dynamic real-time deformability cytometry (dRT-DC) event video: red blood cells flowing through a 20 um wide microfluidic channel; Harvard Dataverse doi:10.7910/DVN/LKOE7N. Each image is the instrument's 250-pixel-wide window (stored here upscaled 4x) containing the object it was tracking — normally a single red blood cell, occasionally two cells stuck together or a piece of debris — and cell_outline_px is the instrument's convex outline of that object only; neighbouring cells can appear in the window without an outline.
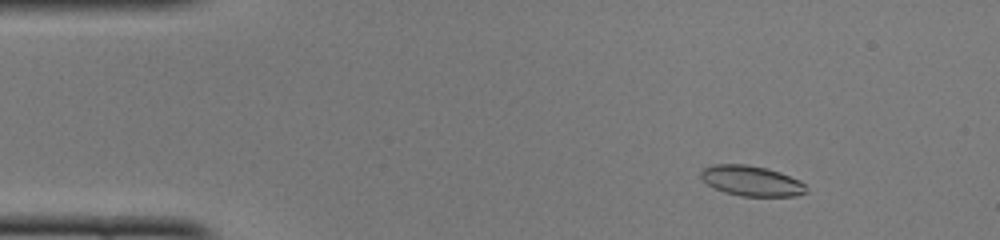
{"species": "common noctule bat (a hibernating species)", "species_latin": "Nyctalus noctula", "temperature_condition": "cold", "stored_images_in_passage": 49, "camera_frame_rate_fps": 3000, "um_per_image_px": 0.085, "animal": {"sex": "female", "body_mass_g": 22.0, "forearm_length_mm": 56.7}, "frame": {"image": 1, "passage_image": 7, "time_ms": 2.0, "image_size_px": [1000, 240], "cell_outline_px": [[808, 192], [796, 196], [740, 196], [724, 192], [708, 184], [700, 176], [700, 172], [704, 168], [712, 164], [748, 164], [768, 168], [780, 172], [800, 180], [804, 184]], "centroid_in_image_um": [63.89, 15.36], "position_along_channel_um": 21.1, "area_um2": 18.67}}
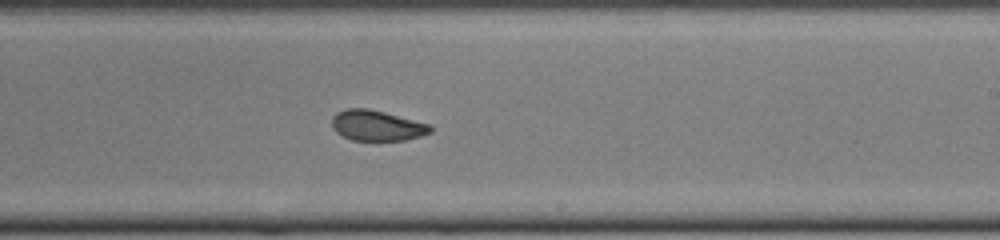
{"frame": {"image": 2, "passage_image": 30, "time_ms": 9.667, "image_size_px": [1000, 240], "cell_outline_px": [[432, 132], [420, 136], [404, 140], [352, 140], [336, 132], [332, 128], [332, 116], [336, 112], [348, 108], [368, 108], [384, 112], [428, 124], [432, 128]], "centroid_in_image_um": [31.99, 10.66], "position_along_channel_um": 257.0, "area_um2": 17.34}}
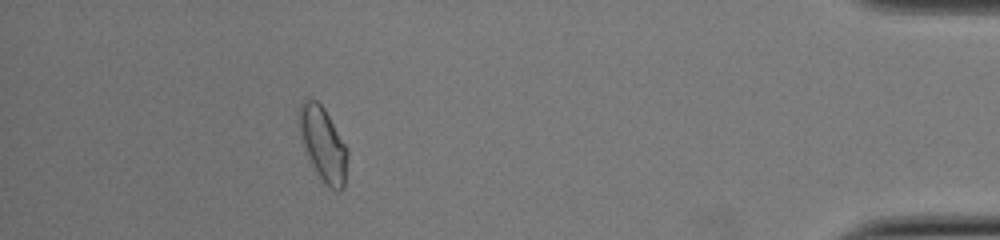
{"frame": {"image": 3, "passage_image": 45, "time_ms": 14.667, "image_size_px": [1000, 240], "cell_outline_px": [[348, 152], [344, 188], [332, 188], [316, 172], [308, 156], [300, 136], [300, 104], [304, 100], [316, 100], [324, 108], [348, 148]], "centroid_in_image_um": [27.49, 12.22], "position_along_channel_um": 407.7, "area_um2": 20.11}}